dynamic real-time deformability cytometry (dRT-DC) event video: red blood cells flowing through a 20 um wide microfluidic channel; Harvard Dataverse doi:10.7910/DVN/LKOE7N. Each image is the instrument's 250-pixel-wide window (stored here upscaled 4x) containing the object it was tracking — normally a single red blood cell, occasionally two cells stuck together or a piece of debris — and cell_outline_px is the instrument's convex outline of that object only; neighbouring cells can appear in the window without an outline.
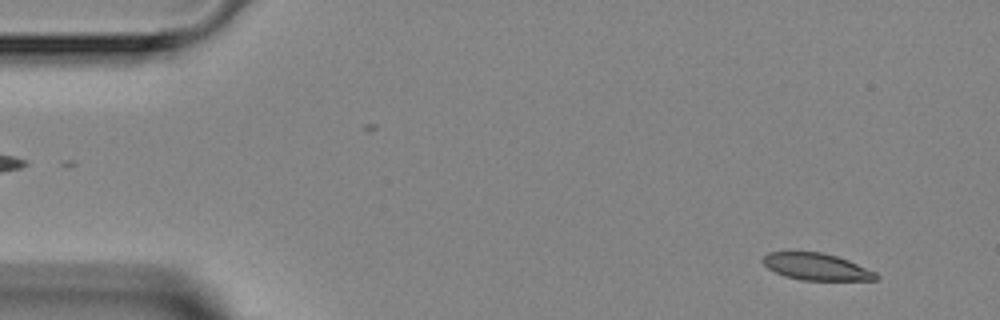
{"species": "Egyptian fruit bat (a non-hibernating species)", "species_latin": "Rousettus aegyptiacus", "temperature_condition": "room temperature", "stored_images_in_passage": 3, "segment_of_instrument_passage": [2, 2], "camera_frame_rate_fps": 3000, "um_per_image_px": 0.085, "animal": {"sex": "female"}, "frame": {"image": 1, "passage_image": 3, "time_ms": 2.333, "image_size_px": [1000, 320], "cell_outline_px": [[880, 276], [876, 280], [804, 280], [784, 276], [768, 268], [764, 264], [764, 256], [768, 252], [820, 252], [836, 256], [848, 260], [876, 272]], "centroid_in_image_um": [69.42, 22.68], "position_along_channel_um": 15.6, "area_um2": 17.51}}